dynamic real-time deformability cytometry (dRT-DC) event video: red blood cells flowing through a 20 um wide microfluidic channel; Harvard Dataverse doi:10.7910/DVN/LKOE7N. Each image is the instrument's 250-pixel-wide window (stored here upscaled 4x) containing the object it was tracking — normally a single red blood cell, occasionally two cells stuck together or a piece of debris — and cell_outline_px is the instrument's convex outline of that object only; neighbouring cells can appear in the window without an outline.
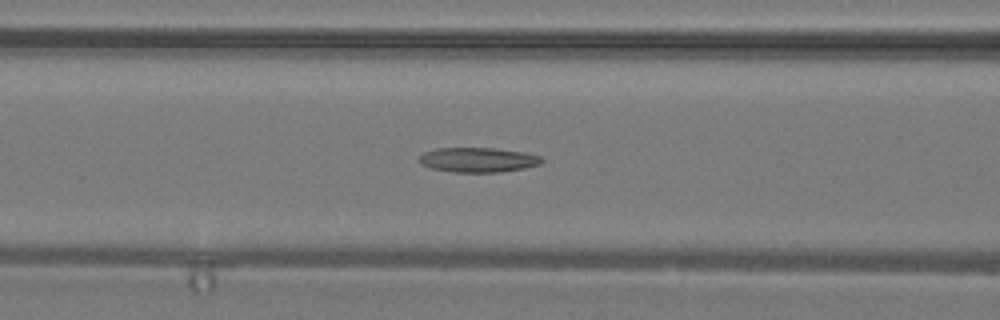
{"species": "common noctule bat (a hibernating species)", "species_latin": "Nyctalus noctula", "temperature_condition": "warm", "stored_images_in_passage": 38, "camera_frame_rate_fps": 3000, "um_per_image_px": 0.085, "animal": {"sex": "male", "body_mass_g": 19.2, "forearm_length_mm": 51.8}, "frame": {"image": 1, "passage_image": 18, "time_ms": 5.667, "image_size_px": [1000, 320], "cell_outline_px": [[544, 160], [540, 164], [524, 168], [500, 172], [452, 172], [432, 168], [420, 164], [420, 156], [424, 152], [436, 148], [492, 148], [524, 152], [540, 156]], "centroid_in_image_um": [40.63, 13.59], "position_along_channel_um": 126.0, "area_um2": 17.57}}
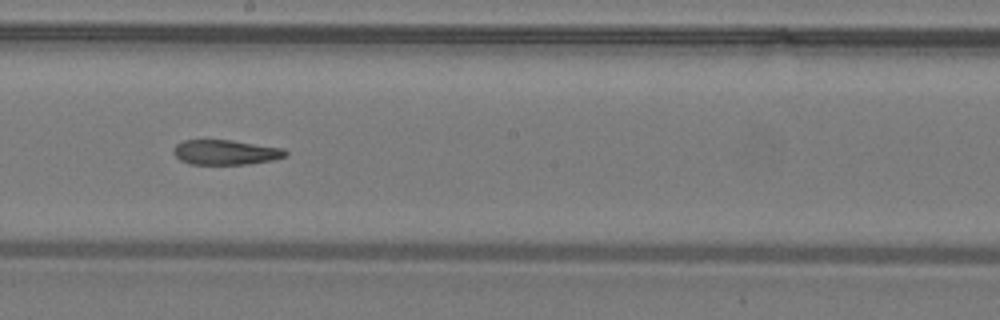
{"frame": {"image": 2, "passage_image": 24, "time_ms": 7.667, "image_size_px": [1000, 320], "cell_outline_px": [[288, 156], [272, 160], [248, 164], [188, 164], [180, 160], [172, 152], [176, 144], [184, 140], [232, 140], [284, 148], [288, 152]], "centroid_in_image_um": [19.19, 12.94], "position_along_channel_um": 229.0, "area_um2": 16.36}}
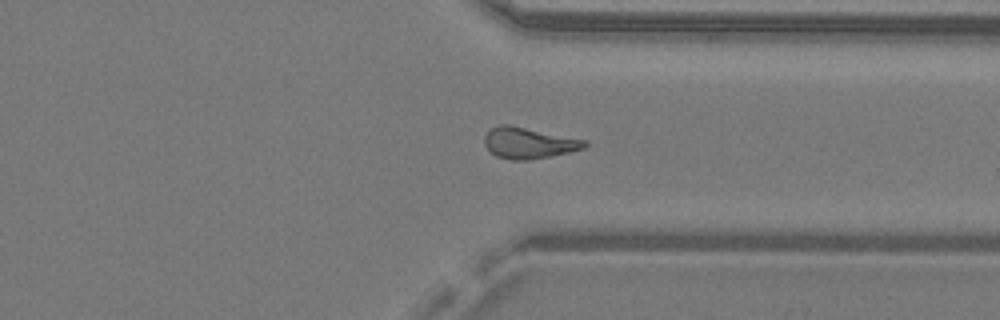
{"frame": {"image": 3, "passage_image": 32, "time_ms": 10.333, "image_size_px": [1000, 320], "cell_outline_px": [[588, 144], [584, 148], [568, 152], [528, 160], [512, 160], [496, 156], [484, 144], [484, 136], [492, 128], [500, 124], [508, 124], [588, 140]], "centroid_in_image_um": [44.95, 12.14], "position_along_channel_um": 366.5, "area_um2": 18.03}}